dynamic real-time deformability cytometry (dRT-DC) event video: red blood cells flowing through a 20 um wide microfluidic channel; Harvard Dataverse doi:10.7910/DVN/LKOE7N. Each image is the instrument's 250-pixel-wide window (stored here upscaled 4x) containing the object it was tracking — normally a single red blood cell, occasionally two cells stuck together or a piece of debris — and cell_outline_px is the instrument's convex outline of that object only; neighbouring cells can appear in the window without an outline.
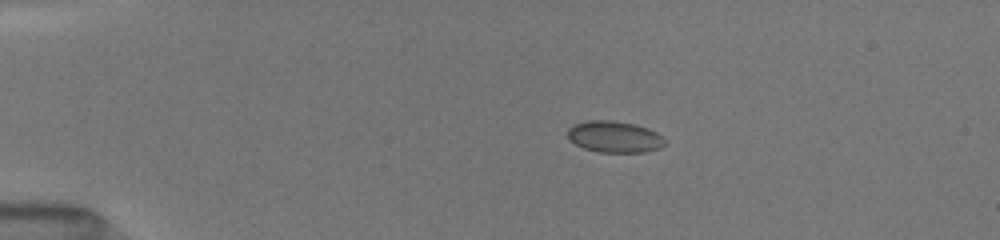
{"species": "common noctule bat (a hibernating species)", "species_latin": "Nyctalus noctula", "temperature_condition": "room temperature", "stored_images_in_passage": 8, "camera_frame_rate_fps": 3000, "um_per_image_px": 0.085, "animal": {"sex": "female", "body_mass_g": 19.5, "forearm_length_mm": 54.1}, "frame": {"image": 1, "passage_image": 6, "time_ms": 2.667, "image_size_px": [1000, 240], "cell_outline_px": [[668, 144], [660, 148], [644, 152], [596, 152], [584, 148], [568, 140], [568, 128], [572, 124], [588, 120], [612, 120], [632, 124], [648, 128], [664, 136]], "centroid_in_image_um": [52.24, 11.63], "position_along_channel_um": 32.8, "area_um2": 18.09}}